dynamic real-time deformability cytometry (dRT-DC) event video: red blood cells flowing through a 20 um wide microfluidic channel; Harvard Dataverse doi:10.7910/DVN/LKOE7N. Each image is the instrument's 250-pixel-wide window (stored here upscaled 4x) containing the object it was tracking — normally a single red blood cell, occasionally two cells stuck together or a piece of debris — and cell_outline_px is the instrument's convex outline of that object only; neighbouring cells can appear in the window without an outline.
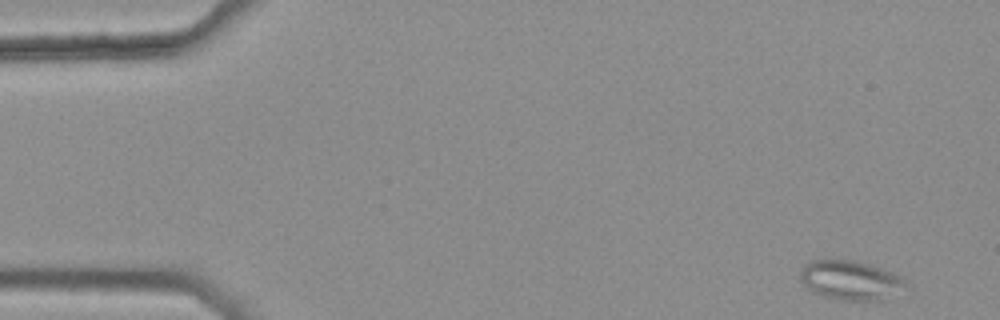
{"species": "common noctule bat (a hibernating species)", "species_latin": "Nyctalus noctula", "temperature_condition": "warm", "stored_images_in_passage": 4, "camera_frame_rate_fps": 3000, "um_per_image_px": 0.085, "animal": {"sex": "female", "body_mass_g": 25.1}, "frame": {"image": 1, "passage_image": 1, "time_ms": 0.0, "image_size_px": [1000, 320], "cell_outline_px": [[904, 284], [884, 300], [840, 300], [820, 296], [812, 292], [804, 284], [800, 276], [800, 272], [804, 264], [812, 260], [824, 256], [856, 260], [892, 272], [900, 276], [904, 280]], "centroid_in_image_um": [72.16, 23.76], "position_along_channel_um": 12.8, "area_um2": 24.39}}
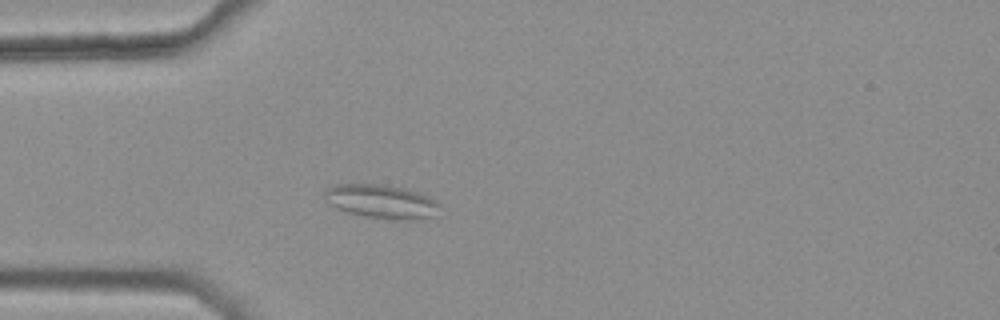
{"frame": {"image": 2, "passage_image": 4, "time_ms": 1.0, "image_size_px": [1000, 320], "cell_outline_px": [[444, 204], [436, 216], [420, 220], [392, 220], [364, 216], [348, 212], [336, 208], [324, 196], [324, 192], [328, 188], [336, 184], [380, 184], [404, 188], [416, 192], [436, 200]], "centroid_in_image_um": [32.52, 17.15], "position_along_channel_um": 52.5, "area_um2": 22.95}}